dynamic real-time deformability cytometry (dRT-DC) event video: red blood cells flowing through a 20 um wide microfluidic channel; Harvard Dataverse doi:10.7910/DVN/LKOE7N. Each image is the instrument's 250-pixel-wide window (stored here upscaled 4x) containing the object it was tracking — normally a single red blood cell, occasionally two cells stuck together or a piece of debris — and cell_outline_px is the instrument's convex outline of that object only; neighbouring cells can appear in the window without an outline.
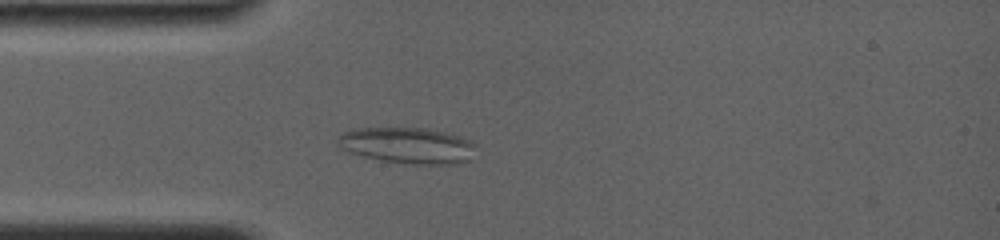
{"species": "common noctule bat (a hibernating species)", "species_latin": "Nyctalus noctula", "temperature_condition": "room temperature", "stored_images_in_passage": 23, "camera_frame_rate_fps": 4000, "um_per_image_px": 0.085, "animal": {"sex": "female", "body_mass_g": 19.0, "forearm_length_mm": 56.7}, "frame": {"image": 1, "passage_image": 10, "time_ms": 4.0, "image_size_px": [1000, 240], "cell_outline_px": [[476, 144], [472, 160], [456, 164], [404, 164], [364, 156], [348, 152], [340, 148], [336, 144], [336, 140], [344, 132], [364, 128], [424, 128], [456, 136], [468, 140]], "centroid_in_image_um": [34.65, 12.38], "position_along_channel_um": 50.3, "area_um2": 28.84}}
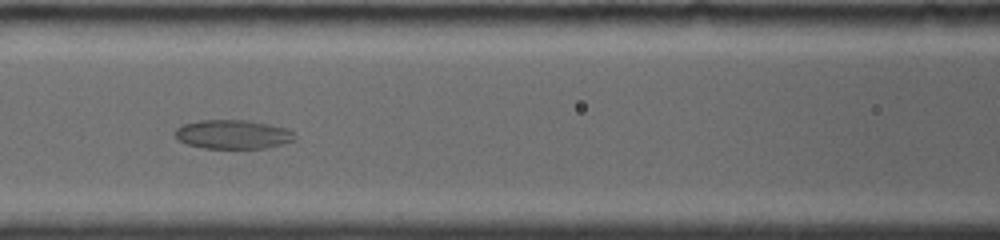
{"frame": {"image": 2, "passage_image": 17, "time_ms": 6.75, "image_size_px": [1000, 240], "cell_outline_px": [[296, 140], [264, 148], [204, 148], [188, 144], [180, 140], [176, 136], [176, 128], [184, 124], [200, 120], [244, 120], [284, 128], [292, 132], [296, 136]], "centroid_in_image_um": [19.78, 11.42], "position_along_channel_um": 146.8, "area_um2": 19.77}}
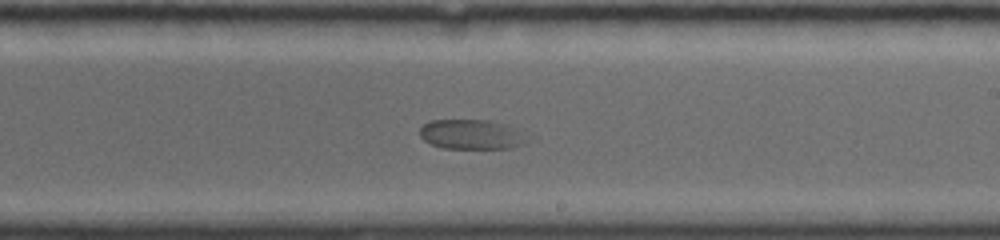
{"frame": {"image": 3, "passage_image": 23, "time_ms": 9.5, "image_size_px": [1000, 240], "cell_outline_px": [[528, 140], [524, 144], [508, 148], [444, 148], [432, 144], [424, 140], [420, 136], [420, 128], [424, 124], [432, 120], [488, 120], [500, 124]], "centroid_in_image_um": [39.93, 11.44], "position_along_channel_um": 249.1, "area_um2": 17.74}}